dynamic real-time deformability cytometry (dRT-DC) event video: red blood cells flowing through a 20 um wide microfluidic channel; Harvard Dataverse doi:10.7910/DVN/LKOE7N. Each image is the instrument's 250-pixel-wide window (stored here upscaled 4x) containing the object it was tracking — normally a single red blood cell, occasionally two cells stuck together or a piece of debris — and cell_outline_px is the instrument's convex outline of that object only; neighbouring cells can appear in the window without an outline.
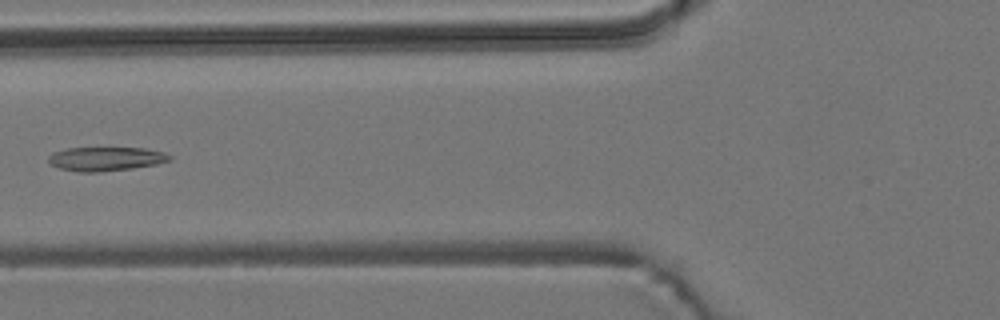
{"species": "common noctule bat (a hibernating species)", "species_latin": "Nyctalus noctula", "temperature_condition": "room temperature", "stored_images_in_passage": 3, "camera_frame_rate_fps": 3000, "um_per_image_px": 0.085, "animal": {"sex": "male", "body_mass_g": 19.2, "forearm_length_mm": 51.8}, "frame": {"image": 1, "passage_image": 2, "time_ms": 1.333, "image_size_px": [1000, 320], "cell_outline_px": [[172, 160], [156, 164], [132, 168], [100, 172], [80, 172], [60, 168], [52, 164], [48, 160], [48, 156], [52, 152], [68, 148], [144, 148], [164, 152], [172, 156]], "centroid_in_image_um": [9.01, 13.5], "position_along_channel_um": 116.8, "area_um2": 16.88}}
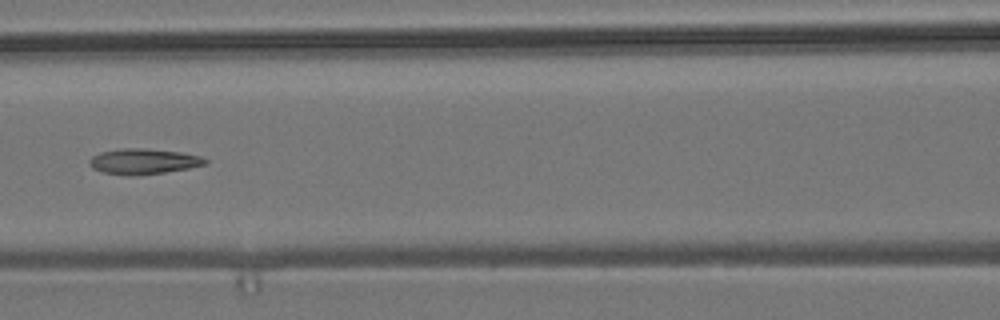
{"frame": {"image": 2, "passage_image": 3, "time_ms": 2.333, "image_size_px": [1000, 320], "cell_outline_px": [[208, 164], [188, 168], [164, 172], [132, 176], [104, 172], [92, 168], [88, 164], [88, 160], [92, 156], [100, 152], [124, 148], [144, 148], [180, 152], [200, 156], [208, 160]], "centroid_in_image_um": [12.18, 13.71], "position_along_channel_um": 154.4, "area_um2": 17.17}}